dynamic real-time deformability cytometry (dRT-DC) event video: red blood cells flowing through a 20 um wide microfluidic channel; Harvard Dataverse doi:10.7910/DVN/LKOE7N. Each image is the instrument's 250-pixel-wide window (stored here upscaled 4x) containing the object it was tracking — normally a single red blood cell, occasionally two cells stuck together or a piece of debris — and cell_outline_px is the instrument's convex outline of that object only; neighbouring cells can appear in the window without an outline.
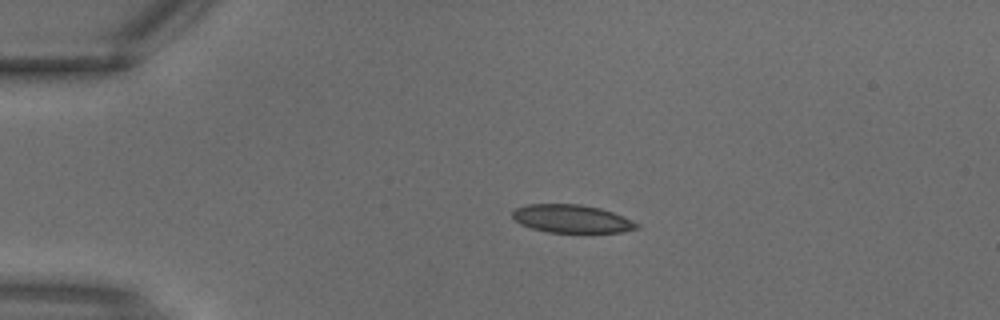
{"species": "common noctule bat (a hibernating species)", "species_latin": "Nyctalus noctula", "temperature_condition": "warm", "stored_images_in_passage": 2, "camera_frame_rate_fps": 3000, "um_per_image_px": 0.085, "animal": {"sex": "male", "body_mass_g": 18.8}, "frame": {"image": 1, "passage_image": 2, "time_ms": 0.333, "image_size_px": [1000, 320], "cell_outline_px": [[640, 228], [620, 232], [548, 232], [532, 228], [520, 224], [512, 216], [512, 212], [516, 208], [528, 204], [580, 204], [600, 208], [624, 216], [640, 224]], "centroid_in_image_um": [48.62, 18.59], "position_along_channel_um": 36.4, "area_um2": 20.29}}